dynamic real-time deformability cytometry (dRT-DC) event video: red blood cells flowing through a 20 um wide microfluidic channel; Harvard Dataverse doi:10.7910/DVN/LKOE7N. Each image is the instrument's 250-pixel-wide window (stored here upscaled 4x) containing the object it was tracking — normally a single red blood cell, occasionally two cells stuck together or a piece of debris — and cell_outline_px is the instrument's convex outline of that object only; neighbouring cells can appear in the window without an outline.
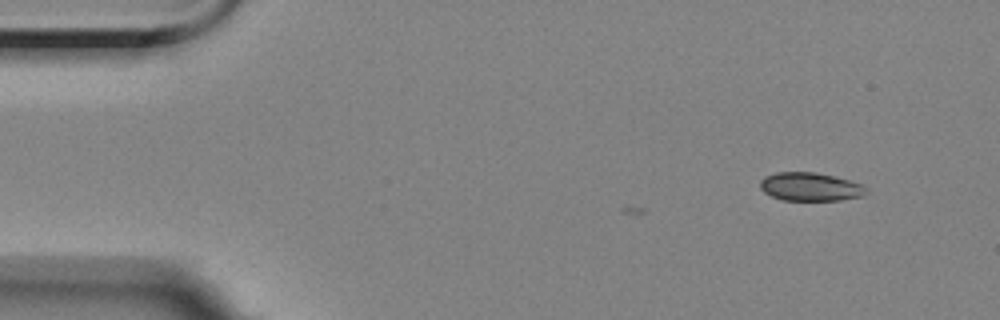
{"species": "Egyptian fruit bat (a non-hibernating species)", "species_latin": "Rousettus aegyptiacus", "temperature_condition": "room temperature", "stored_images_in_passage": 10, "camera_frame_rate_fps": 3000, "um_per_image_px": 0.085, "animal": {"sex": "female"}, "frame": {"image": 1, "passage_image": 1, "time_ms": 0.0, "image_size_px": [1000, 320], "cell_outline_px": [[868, 192], [864, 196], [840, 200], [780, 200], [764, 192], [760, 188], [760, 180], [764, 176], [776, 172], [816, 172], [864, 184], [868, 188]], "centroid_in_image_um": [68.89, 15.88], "position_along_channel_um": 16.1, "area_um2": 17.74}}
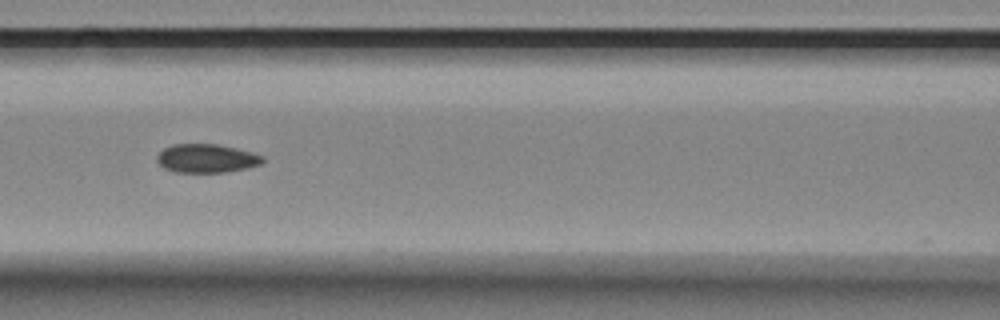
{"frame": {"image": 2, "passage_image": 6, "time_ms": 6.333, "image_size_px": [1000, 320], "cell_outline_px": [[264, 160], [260, 164], [248, 168], [228, 172], [176, 172], [164, 168], [156, 160], [156, 156], [164, 148], [172, 144], [216, 144], [236, 148], [252, 152], [264, 156]], "centroid_in_image_um": [17.56, 13.46], "position_along_channel_um": 149.0, "area_um2": 17.69}}
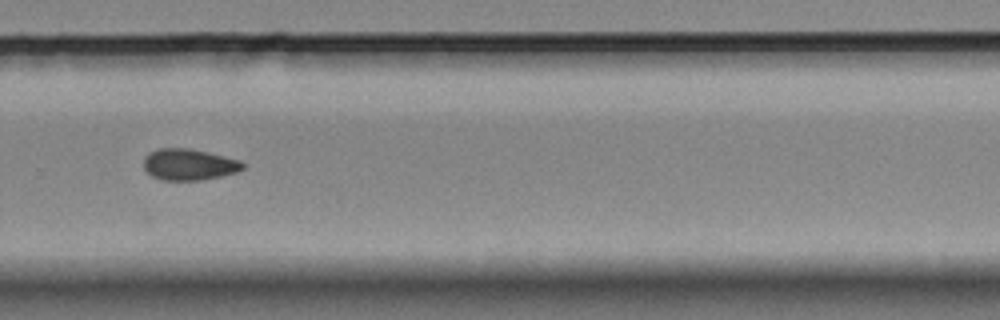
{"frame": {"image": 3, "passage_image": 10, "time_ms": 11.0, "image_size_px": [1000, 320], "cell_outline_px": [[244, 168], [236, 172], [220, 176], [200, 180], [164, 180], [152, 176], [144, 168], [144, 156], [148, 152], [156, 148], [188, 148], [208, 152], [240, 160], [244, 164]], "centroid_in_image_um": [16.03, 13.97], "position_along_channel_um": 313.8, "area_um2": 18.09}}